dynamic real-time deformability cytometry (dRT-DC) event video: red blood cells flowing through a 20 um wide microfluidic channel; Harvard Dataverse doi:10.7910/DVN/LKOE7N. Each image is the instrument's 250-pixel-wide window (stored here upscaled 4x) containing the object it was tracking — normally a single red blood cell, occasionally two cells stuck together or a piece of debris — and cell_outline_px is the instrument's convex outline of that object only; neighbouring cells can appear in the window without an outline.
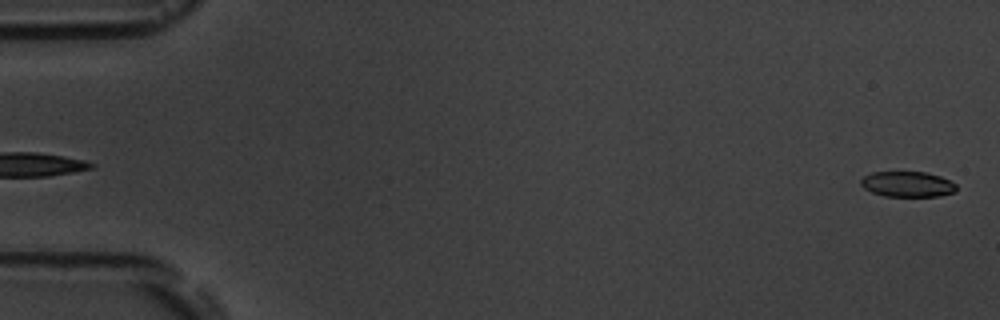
{"species": "common noctule bat (a hibernating species)", "species_latin": "Nyctalus noctula", "temperature_condition": "room temperature", "stored_images_in_passage": 4, "camera_frame_rate_fps": 3000, "um_per_image_px": 0.085, "animal": {"sex": "male", "body_mass_g": 19.5, "forearm_length_mm": 54.6}, "frame": {"image": 1, "passage_image": 4, "time_ms": 3.333, "image_size_px": [1000, 320], "cell_outline_px": [[956, 192], [936, 196], [884, 196], [872, 192], [864, 188], [860, 184], [860, 180], [864, 176], [872, 172], [924, 172], [940, 176], [956, 184]], "centroid_in_image_um": [77.12, 15.65], "position_along_channel_um": 7.9, "area_um2": 14.1}}